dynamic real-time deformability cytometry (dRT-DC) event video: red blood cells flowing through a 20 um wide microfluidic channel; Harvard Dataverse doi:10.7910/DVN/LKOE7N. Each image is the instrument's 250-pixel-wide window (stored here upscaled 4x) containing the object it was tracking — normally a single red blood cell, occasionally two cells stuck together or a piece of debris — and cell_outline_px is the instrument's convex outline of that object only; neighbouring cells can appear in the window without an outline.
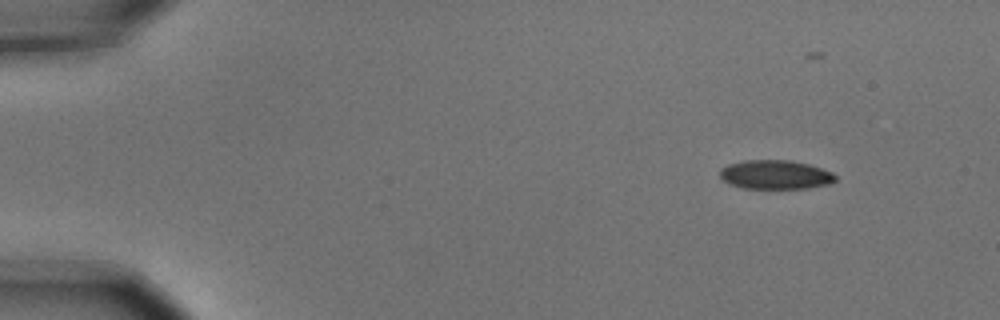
{"species": "common noctule bat (a hibernating species)", "species_latin": "Nyctalus noctula", "temperature_condition": "cold", "stored_images_in_passage": 4, "camera_frame_rate_fps": 3000, "um_per_image_px": 0.085, "animal": {"sex": "male", "body_mass_g": 15.6}, "frame": {"image": 1, "passage_image": 1, "time_ms": 0.0, "image_size_px": [1000, 320], "cell_outline_px": [[836, 180], [828, 184], [808, 188], [744, 188], [728, 184], [720, 176], [720, 168], [728, 164], [744, 160], [788, 160], [808, 164], [832, 172], [836, 176]], "centroid_in_image_um": [65.88, 14.84], "position_along_channel_um": 19.1, "area_um2": 19.48}}
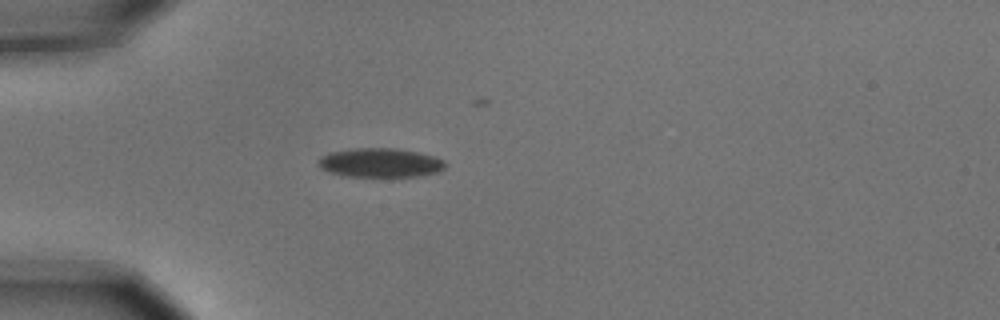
{"frame": {"image": 2, "passage_image": 4, "time_ms": 1.0, "image_size_px": [1000, 320], "cell_outline_px": [[444, 168], [440, 172], [420, 176], [344, 176], [320, 168], [316, 164], [316, 160], [320, 156], [328, 152], [352, 148], [396, 148], [416, 152], [432, 156], [444, 160]], "centroid_in_image_um": [32.26, 13.82], "position_along_channel_um": 52.7, "area_um2": 21.62}}